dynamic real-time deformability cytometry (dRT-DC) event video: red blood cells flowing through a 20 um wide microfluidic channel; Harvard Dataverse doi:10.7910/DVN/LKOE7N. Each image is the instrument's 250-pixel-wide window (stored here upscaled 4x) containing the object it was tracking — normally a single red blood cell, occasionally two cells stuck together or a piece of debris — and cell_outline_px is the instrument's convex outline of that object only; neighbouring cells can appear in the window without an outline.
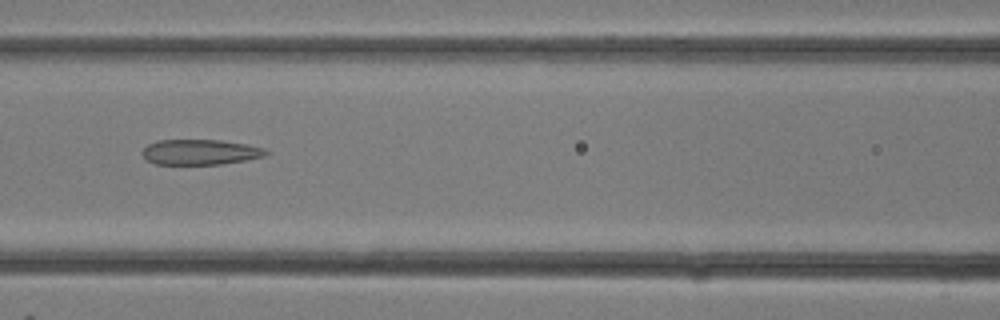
{"species": "common noctule bat (a hibernating species)", "species_latin": "Nyctalus noctula", "temperature_condition": "room temperature", "stored_images_in_passage": 17, "camera_frame_rate_fps": 3000, "um_per_image_px": 0.085, "animal": {"sex": "female"}, "frame": {"image": 1, "passage_image": 12, "time_ms": 3.667, "image_size_px": [1000, 320], "cell_outline_px": [[268, 156], [248, 160], [220, 164], [156, 164], [148, 160], [140, 152], [148, 144], [160, 140], [220, 140], [248, 144], [264, 148], [268, 152]], "centroid_in_image_um": [17.07, 12.93], "position_along_channel_um": 149.5, "area_um2": 18.32}}
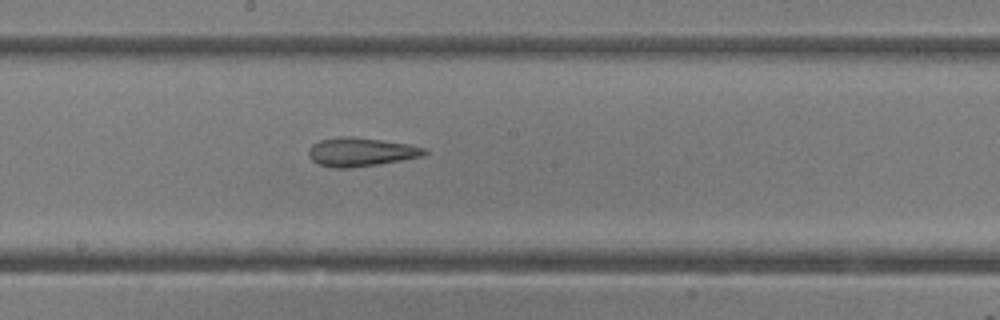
{"frame": {"image": 2, "passage_image": 15, "time_ms": 4.667, "image_size_px": [1000, 320], "cell_outline_px": [[428, 152], [420, 156], [400, 160], [352, 168], [332, 168], [316, 164], [308, 156], [308, 148], [312, 144], [320, 140], [340, 136], [348, 136], [380, 140], [408, 144], [424, 148]], "centroid_in_image_um": [30.58, 12.92], "position_along_channel_um": 217.6, "area_um2": 19.25}}
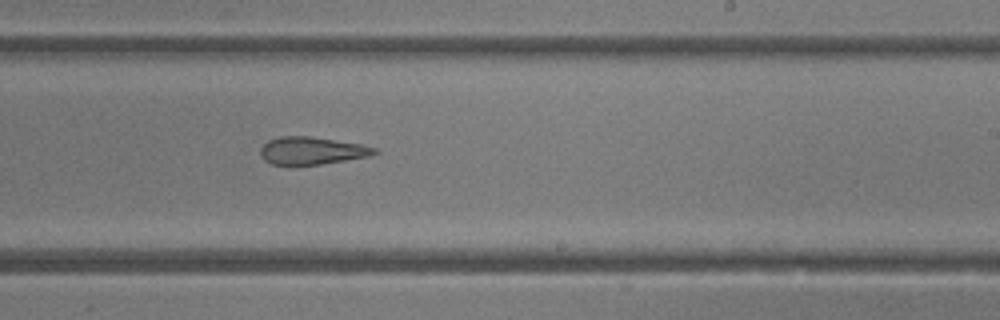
{"frame": {"image": 3, "passage_image": 17, "time_ms": 5.333, "image_size_px": [1000, 320], "cell_outline_px": [[380, 152], [368, 156], [320, 164], [272, 164], [264, 160], [260, 156], [260, 148], [268, 140], [280, 136], [312, 136], [360, 144], [376, 148]], "centroid_in_image_um": [26.48, 12.79], "position_along_channel_um": 262.5, "area_um2": 18.15}}